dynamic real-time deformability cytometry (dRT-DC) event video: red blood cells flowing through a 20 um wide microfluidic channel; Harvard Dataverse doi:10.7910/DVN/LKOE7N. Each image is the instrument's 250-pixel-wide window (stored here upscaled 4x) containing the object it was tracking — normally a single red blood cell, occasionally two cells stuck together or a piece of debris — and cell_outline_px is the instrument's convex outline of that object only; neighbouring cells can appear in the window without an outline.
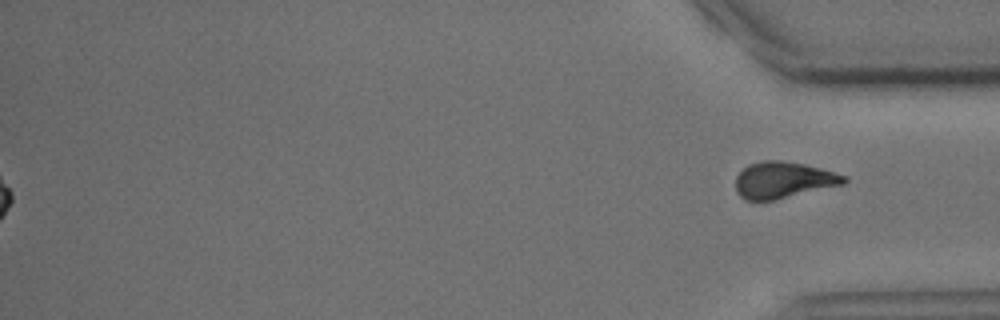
{"species": "common noctule bat (a hibernating species)", "species_latin": "Nyctalus noctula", "temperature_condition": "cold", "stored_images_in_passage": 53, "segment_of_instrument_passage": [2, 2], "camera_frame_rate_fps": 3000, "um_per_image_px": 0.085, "animal": {"sex": "male", "body_mass_g": 15.6}, "frame": {"image": 1, "passage_image": 53, "time_ms": 17.333, "image_size_px": [1000, 320], "cell_outline_px": [[848, 180], [844, 184], [772, 200], [744, 200], [736, 192], [736, 176], [748, 164], [764, 160], [780, 160], [804, 164], [820, 168], [848, 176]], "centroid_in_image_um": [66.58, 15.29], "position_along_channel_um": 368.6, "area_um2": 22.89}}